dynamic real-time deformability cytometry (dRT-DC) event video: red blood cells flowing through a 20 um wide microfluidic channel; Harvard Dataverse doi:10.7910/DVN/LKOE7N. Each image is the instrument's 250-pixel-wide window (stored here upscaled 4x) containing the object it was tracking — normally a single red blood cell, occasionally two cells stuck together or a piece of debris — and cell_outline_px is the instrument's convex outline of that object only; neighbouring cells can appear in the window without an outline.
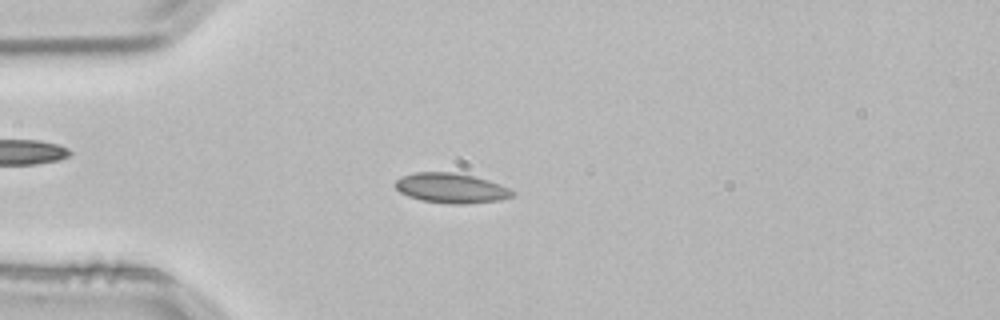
{"species": "common noctule bat (a hibernating species)", "species_latin": "Nyctalus noctula", "temperature_condition": "room temperature", "stored_images_in_passage": 2, "camera_frame_rate_fps": 3000, "um_per_image_px": 0.085, "animal": {"sex": "male", "body_mass_g": 21.5, "forearm_length_mm": 52.0}, "frame": {"image": 1, "passage_image": 2, "time_ms": 0.333, "image_size_px": [1000, 320], "cell_outline_px": [[512, 196], [500, 200], [464, 204], [452, 204], [420, 200], [408, 196], [400, 192], [396, 188], [396, 180], [400, 176], [416, 172], [452, 172], [472, 176], [488, 180], [500, 184], [508, 188], [512, 192]], "centroid_in_image_um": [38.31, 15.99], "position_along_channel_um": 46.7, "area_um2": 20.23}}